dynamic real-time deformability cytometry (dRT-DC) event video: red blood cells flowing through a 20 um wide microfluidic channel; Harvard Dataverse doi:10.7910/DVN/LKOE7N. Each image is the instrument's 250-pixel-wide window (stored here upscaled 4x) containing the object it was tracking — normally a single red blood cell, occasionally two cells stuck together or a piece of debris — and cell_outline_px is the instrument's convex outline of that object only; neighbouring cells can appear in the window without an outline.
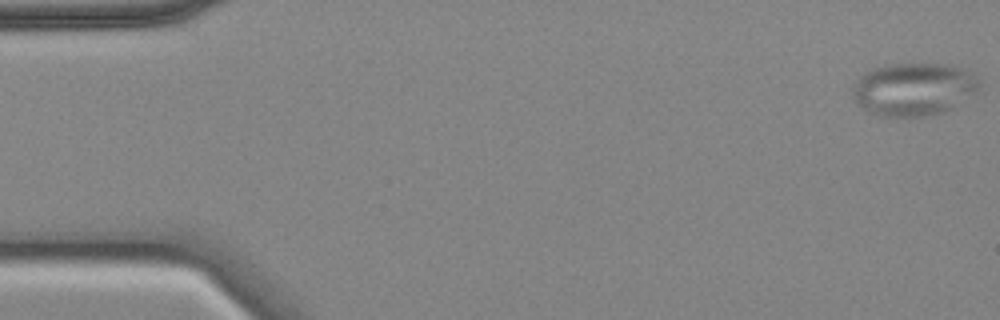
{"species": "common noctule bat (a hibernating species)", "species_latin": "Nyctalus noctula", "temperature_condition": "cold", "stored_images_in_passage": 57, "camera_frame_rate_fps": 3000, "um_per_image_px": 0.085, "animal": {"sex": "female", "body_mass_g": 18.4}, "frame": {"image": 1, "passage_image": 1, "time_ms": 0.0, "image_size_px": [1000, 320], "cell_outline_px": [[980, 84], [976, 88], [948, 108], [940, 112], [924, 116], [884, 116], [868, 112], [856, 104], [852, 96], [852, 84], [860, 76], [884, 64], [948, 64], [960, 68], [976, 76], [980, 80]], "centroid_in_image_um": [77.54, 7.56], "position_along_channel_um": 7.5, "area_um2": 38.15}}
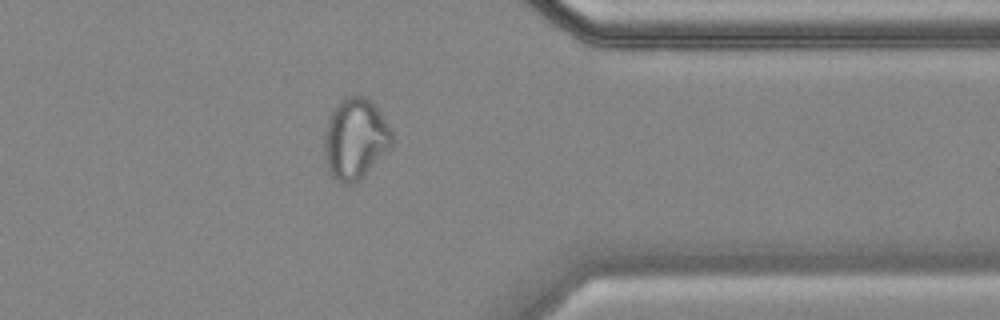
{"frame": {"image": 2, "passage_image": 45, "time_ms": 14.667, "image_size_px": [1000, 320], "cell_outline_px": [[392, 148], [364, 176], [352, 184], [344, 184], [336, 180], [332, 176], [328, 168], [324, 152], [324, 132], [328, 120], [332, 112], [340, 100], [344, 96], [364, 96], [372, 100], [380, 112], [392, 132]], "centroid_in_image_um": [30.21, 11.8], "position_along_channel_um": 381.2, "area_um2": 32.08}}
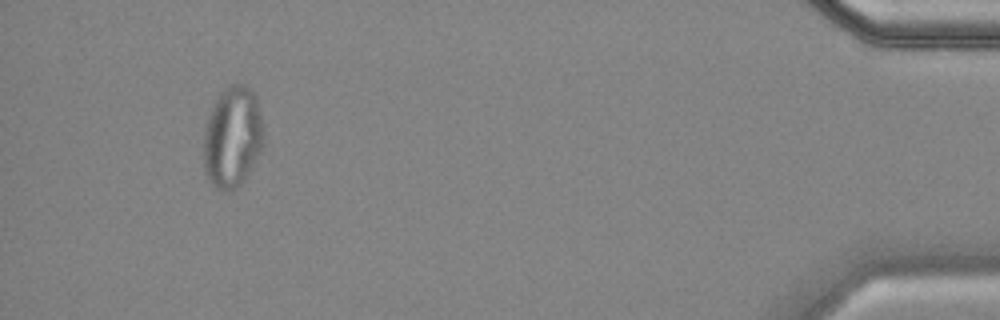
{"frame": {"image": 3, "passage_image": 53, "time_ms": 17.333, "image_size_px": [1000, 320], "cell_outline_px": [[264, 144], [260, 152], [248, 172], [240, 184], [236, 188], [228, 192], [216, 188], [208, 180], [204, 172], [204, 132], [208, 116], [212, 104], [220, 92], [232, 84], [244, 84], [252, 88], [256, 96], [264, 128]], "centroid_in_image_um": [19.76, 11.63], "position_along_channel_um": 415.4, "area_um2": 35.72}}